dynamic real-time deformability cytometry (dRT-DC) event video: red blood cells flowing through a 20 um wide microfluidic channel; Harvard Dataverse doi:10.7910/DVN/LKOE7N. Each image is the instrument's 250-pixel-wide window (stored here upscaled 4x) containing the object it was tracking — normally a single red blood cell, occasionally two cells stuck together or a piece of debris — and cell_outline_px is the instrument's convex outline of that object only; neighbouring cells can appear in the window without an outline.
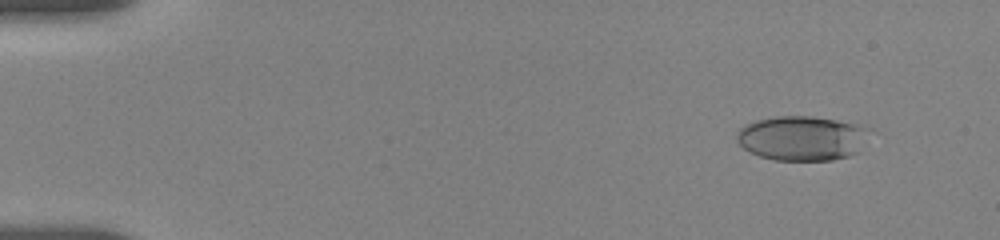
{"species": "human", "species_latin": "Homo sapiens", "temperature_condition": "room temperature", "stored_images_in_passage": 6, "camera_frame_rate_fps": 3000, "um_per_image_px": 0.085, "donor": {"sex": "female"}, "frame": {"image": 1, "passage_image": 2, "time_ms": 1.0, "image_size_px": [1000, 240], "cell_outline_px": [[872, 128], [856, 152], [848, 156], [832, 160], [776, 160], [760, 156], [744, 148], [736, 140], [736, 132], [744, 124], [756, 120], [772, 116], [812, 116], [836, 120]], "centroid_in_image_um": [68.13, 11.73], "position_along_channel_um": 16.9, "area_um2": 34.39}}
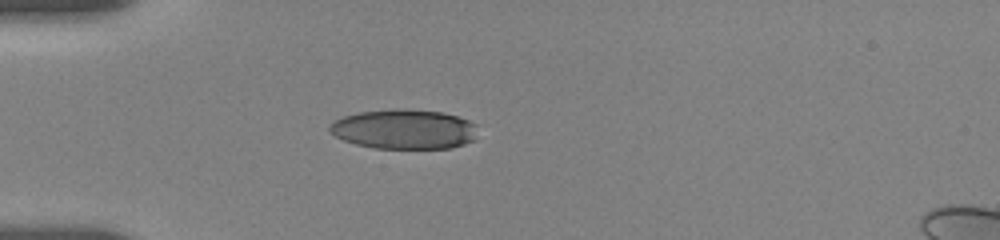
{"frame": {"image": 2, "passage_image": 5, "time_ms": 4.667, "image_size_px": [1000, 240], "cell_outline_px": [[476, 140], [452, 148], [376, 148], [356, 144], [344, 140], [328, 132], [328, 128], [336, 120], [344, 116], [360, 112], [444, 112], [468, 120], [476, 124]], "centroid_in_image_um": [34.4, 11.04], "position_along_channel_um": 50.6, "area_um2": 33.06}}